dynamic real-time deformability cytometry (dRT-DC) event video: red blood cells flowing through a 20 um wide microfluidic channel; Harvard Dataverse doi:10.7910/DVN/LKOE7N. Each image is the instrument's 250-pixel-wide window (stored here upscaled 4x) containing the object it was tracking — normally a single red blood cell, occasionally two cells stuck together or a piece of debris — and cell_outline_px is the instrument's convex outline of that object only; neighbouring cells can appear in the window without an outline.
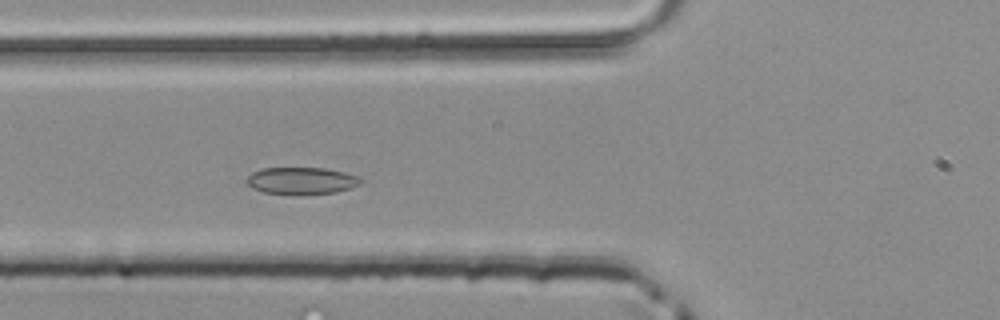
{"species": "common noctule bat (a hibernating species)", "species_latin": "Nyctalus noctula", "temperature_condition": "room temperature", "stored_images_in_passage": 44, "camera_frame_rate_fps": 3000, "um_per_image_px": 0.085, "animal": {"sex": "male", "body_mass_g": 20.4}, "frame": {"image": 1, "passage_image": 13, "time_ms": 4.0, "image_size_px": [1000, 320], "cell_outline_px": [[364, 180], [360, 184], [336, 192], [296, 196], [264, 192], [252, 188], [244, 180], [252, 172], [264, 168], [324, 168], [344, 172], [360, 176]], "centroid_in_image_um": [25.62, 15.38], "position_along_channel_um": 100.2, "area_um2": 18.32}}
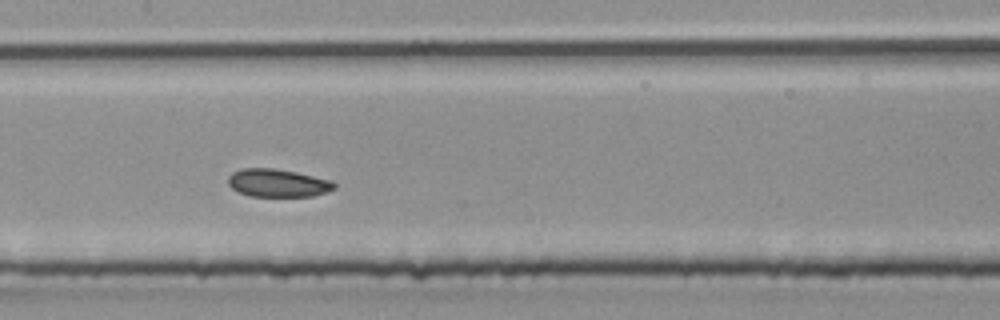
{"frame": {"image": 2, "passage_image": 19, "time_ms": 6.0, "image_size_px": [1000, 320], "cell_outline_px": [[336, 188], [312, 196], [248, 196], [232, 188], [228, 184], [228, 176], [232, 172], [244, 168], [272, 168], [296, 172], [332, 180], [336, 184]], "centroid_in_image_um": [23.6, 15.55], "position_along_channel_um": 183.8, "area_um2": 17.22}}
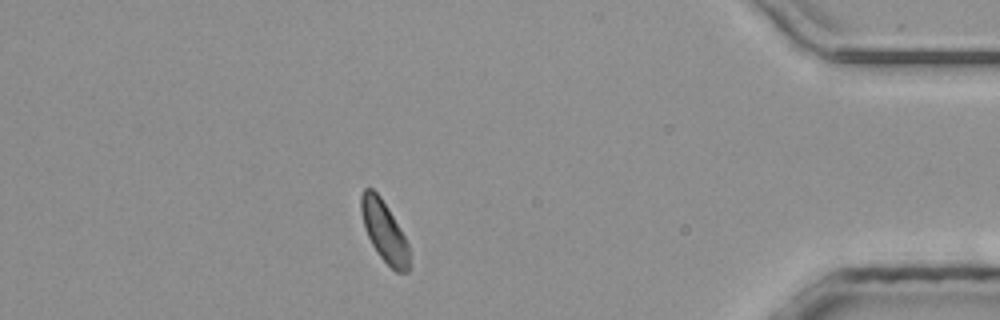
{"frame": {"image": 3, "passage_image": 38, "time_ms": 12.333, "image_size_px": [1000, 320], "cell_outline_px": [[408, 272], [396, 272], [376, 252], [368, 236], [364, 224], [360, 208], [360, 196], [364, 188], [372, 188], [380, 196], [388, 208], [404, 236], [408, 244]], "centroid_in_image_um": [32.63, 19.64], "position_along_channel_um": 402.6, "area_um2": 16.65}}